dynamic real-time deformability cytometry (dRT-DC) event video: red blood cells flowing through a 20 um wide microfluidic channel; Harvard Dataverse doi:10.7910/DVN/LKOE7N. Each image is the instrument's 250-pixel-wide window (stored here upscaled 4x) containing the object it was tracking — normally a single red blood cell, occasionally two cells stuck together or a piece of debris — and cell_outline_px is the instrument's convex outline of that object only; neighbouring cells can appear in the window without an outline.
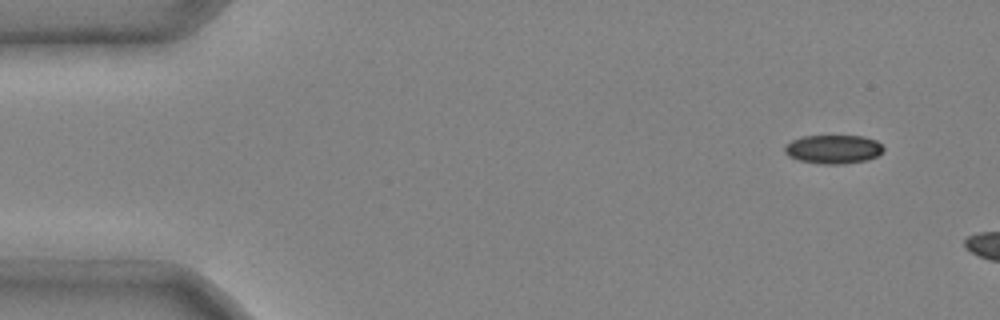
{"species": "common noctule bat (a hibernating species)", "species_latin": "Nyctalus noctula", "temperature_condition": "cold", "stored_images_in_passage": 3, "camera_frame_rate_fps": 3000, "um_per_image_px": 0.085, "animal": {"sex": "male", "body_mass_g": 20.4}, "frame": {"image": 1, "passage_image": 1, "time_ms": 0.0, "image_size_px": [1000, 320], "cell_outline_px": [[884, 152], [868, 160], [844, 164], [820, 164], [800, 160], [788, 156], [784, 152], [784, 144], [792, 140], [804, 136], [864, 136], [876, 140], [884, 148]], "centroid_in_image_um": [70.83, 12.69], "position_along_channel_um": 14.2, "area_um2": 16.7}}